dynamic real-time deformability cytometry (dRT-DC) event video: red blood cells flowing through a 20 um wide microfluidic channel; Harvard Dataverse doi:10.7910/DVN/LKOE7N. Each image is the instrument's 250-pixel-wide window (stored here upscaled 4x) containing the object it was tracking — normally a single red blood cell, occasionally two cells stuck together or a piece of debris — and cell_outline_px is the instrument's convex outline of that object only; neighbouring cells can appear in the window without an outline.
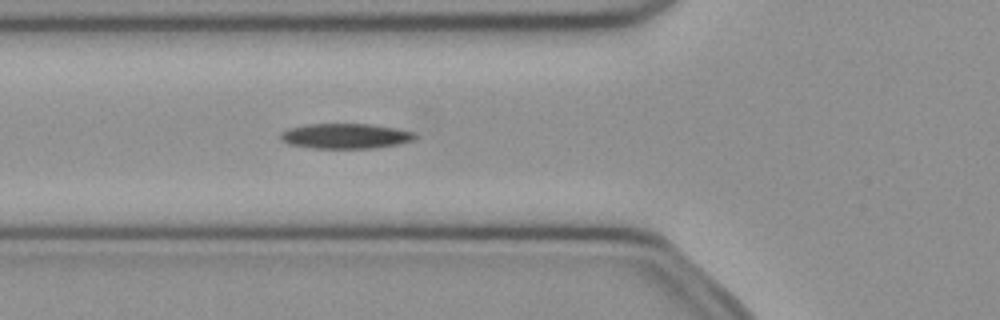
{"species": "common noctule bat (a hibernating species)", "species_latin": "Nyctalus noctula", "temperature_condition": "cold", "stored_images_in_passage": 44, "camera_frame_rate_fps": 3000, "um_per_image_px": 0.085, "animal": {"sex": "female", "body_mass_g": 21.9}, "frame": {"image": 1, "passage_image": 11, "time_ms": 3.333, "image_size_px": [1000, 320], "cell_outline_px": [[416, 140], [400, 144], [372, 148], [312, 148], [288, 144], [280, 140], [280, 132], [288, 128], [304, 124], [372, 124], [400, 128], [416, 132]], "centroid_in_image_um": [29.4, 11.55], "position_along_channel_um": 96.4, "area_um2": 20.11}}
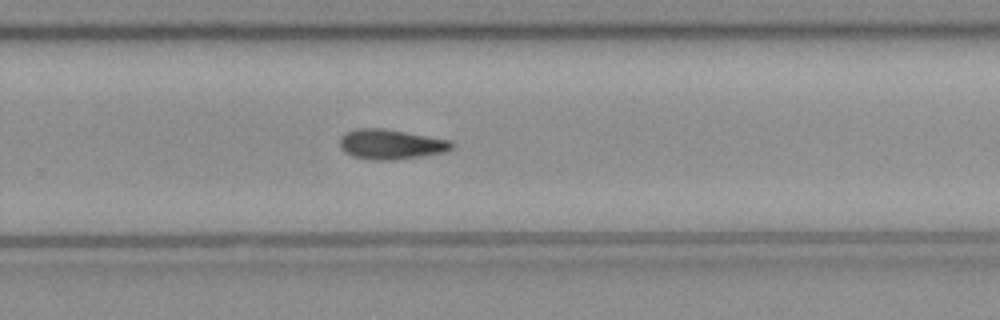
{"frame": {"image": 2, "passage_image": 26, "time_ms": 8.333, "image_size_px": [1000, 320], "cell_outline_px": [[452, 148], [444, 152], [396, 160], [372, 160], [352, 156], [344, 152], [340, 148], [340, 136], [344, 132], [356, 128], [384, 128], [452, 140]], "centroid_in_image_um": [33.18, 12.25], "position_along_channel_um": 296.6, "area_um2": 19.71}}
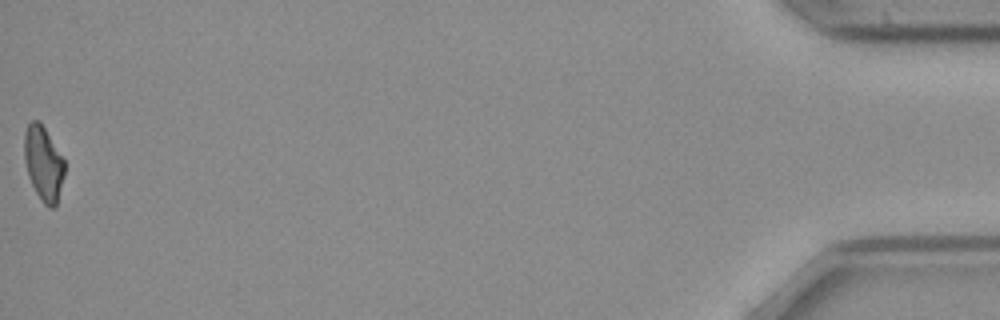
{"frame": {"image": 3, "passage_image": 44, "time_ms": 14.333, "image_size_px": [1000, 320], "cell_outline_px": [[64, 176], [56, 208], [48, 208], [44, 204], [36, 192], [28, 176], [24, 160], [24, 132], [28, 124], [32, 120], [40, 120], [64, 160]], "centroid_in_image_um": [3.68, 13.9], "position_along_channel_um": 431.5, "area_um2": 17.57}, "authors_computed_cell_mechanics": {"area_um2": 19.3341, "velocity_mm_per_s": 3.9855, "shape_relaxation_time_tau1_ms": 5.0133, "shape_relaxation_time_tau2_ms": null, "deformation_change_tau1": 0.1435, "deformation_change_tau2": null}}